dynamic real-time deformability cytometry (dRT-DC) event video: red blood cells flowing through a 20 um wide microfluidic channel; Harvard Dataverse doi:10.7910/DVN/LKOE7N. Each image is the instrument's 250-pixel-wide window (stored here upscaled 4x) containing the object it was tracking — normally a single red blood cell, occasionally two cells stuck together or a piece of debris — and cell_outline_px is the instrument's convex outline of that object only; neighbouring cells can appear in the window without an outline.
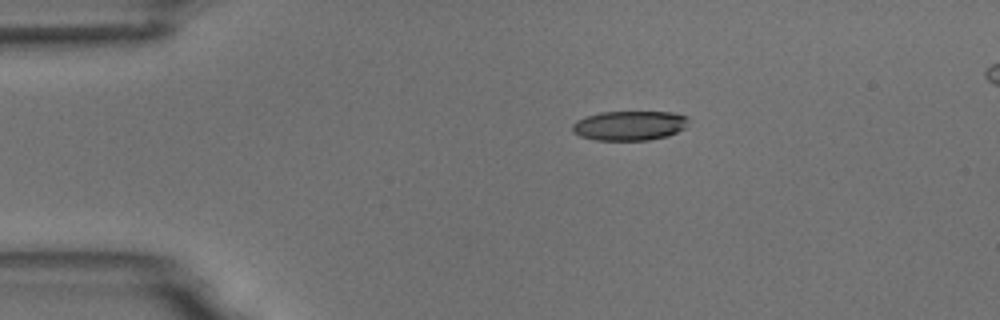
{"species": "common noctule bat (a hibernating species)", "species_latin": "Nyctalus noctula", "temperature_condition": "room temperature", "stored_images_in_passage": 3, "camera_frame_rate_fps": 3000, "um_per_image_px": 0.085, "animal": {"sex": "male", "body_mass_g": 18.8}, "frame": {"image": 1, "passage_image": 1, "time_ms": 0.0, "image_size_px": [1000, 320], "cell_outline_px": [[688, 120], [684, 128], [668, 136], [648, 140], [596, 140], [580, 136], [572, 132], [572, 124], [576, 120], [584, 116], [600, 112], [672, 112], [688, 116]], "centroid_in_image_um": [53.47, 10.67], "position_along_channel_um": 31.5, "area_um2": 20.11}}